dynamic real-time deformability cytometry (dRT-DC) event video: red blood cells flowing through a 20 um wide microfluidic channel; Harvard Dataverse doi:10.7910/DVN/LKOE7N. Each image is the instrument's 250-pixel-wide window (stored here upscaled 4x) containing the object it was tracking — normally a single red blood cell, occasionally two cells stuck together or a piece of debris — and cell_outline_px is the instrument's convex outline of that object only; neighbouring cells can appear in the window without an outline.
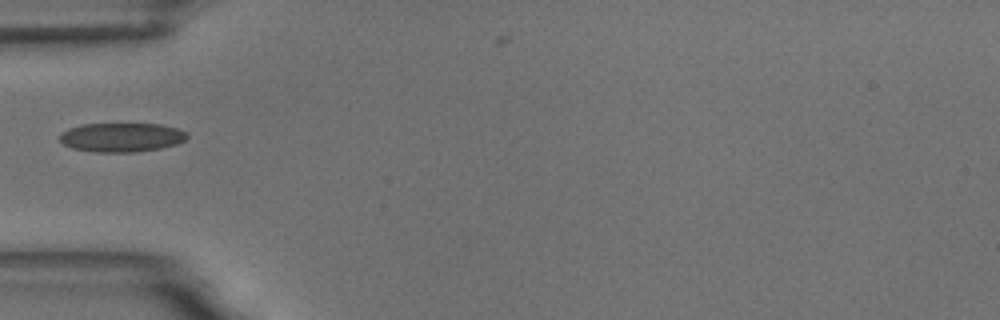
{"species": "common noctule bat (a hibernating species)", "species_latin": "Nyctalus noctula", "temperature_condition": "room temperature", "stored_images_in_passage": 15, "camera_frame_rate_fps": 3000, "um_per_image_px": 0.085, "animal": {"sex": "male", "body_mass_g": 18.8}, "frame": {"image": 1, "passage_image": 1, "time_ms": 0.0, "image_size_px": [1000, 320], "cell_outline_px": [[188, 136], [184, 140], [176, 144], [160, 148], [132, 152], [96, 152], [72, 148], [64, 144], [60, 140], [60, 132], [68, 128], [84, 124], [160, 124], [176, 128], [184, 132]], "centroid_in_image_um": [10.29, 11.67], "position_along_channel_um": 74.7, "area_um2": 21.39}}